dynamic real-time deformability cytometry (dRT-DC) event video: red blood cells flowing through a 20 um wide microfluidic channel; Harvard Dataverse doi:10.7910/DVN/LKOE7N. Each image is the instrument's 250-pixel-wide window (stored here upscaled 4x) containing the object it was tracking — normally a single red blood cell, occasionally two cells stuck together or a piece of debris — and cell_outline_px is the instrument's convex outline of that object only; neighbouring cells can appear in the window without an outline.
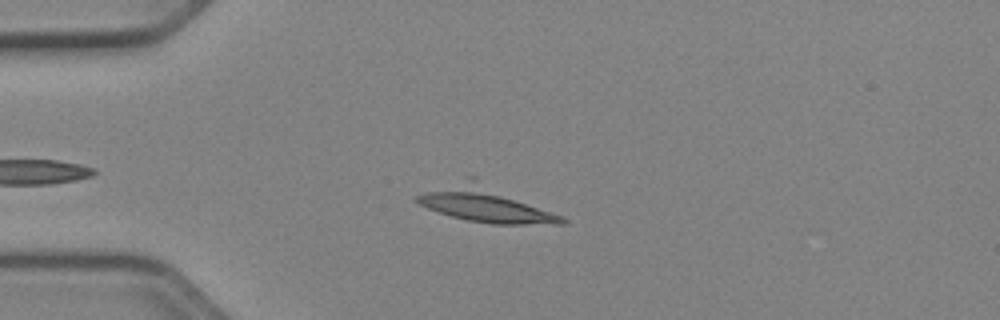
{"species": "Egyptian fruit bat (a non-hibernating species)", "species_latin": "Rousettus aegyptiacus", "temperature_condition": "cold", "stored_images_in_passage": 40, "camera_frame_rate_fps": 3000, "um_per_image_px": 0.085, "animal": {"sex": "female"}, "frame": {"image": 1, "passage_image": 9, "time_ms": 2.667, "image_size_px": [1000, 320], "cell_outline_px": [[568, 220], [564, 224], [492, 224], [468, 220], [452, 216], [428, 208], [420, 204], [416, 200], [416, 196], [468, 176], [476, 176], [564, 216]], "centroid_in_image_um": [41.37, 17.34], "position_along_channel_um": 43.6, "area_um2": 30.17}}
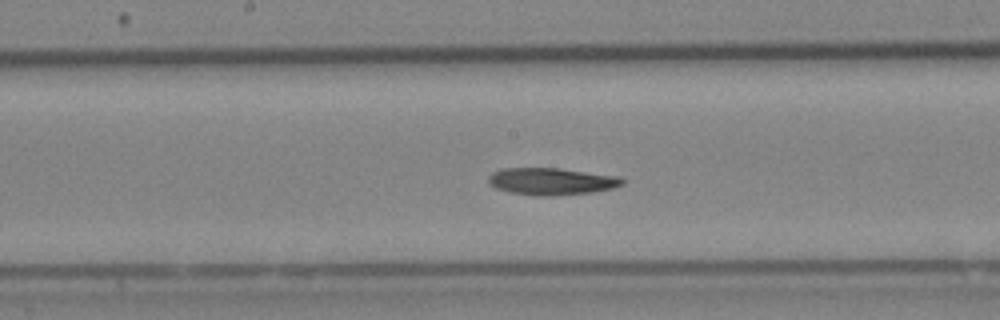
{"frame": {"image": 2, "passage_image": 23, "time_ms": 7.333, "image_size_px": [1000, 320], "cell_outline_px": [[624, 184], [612, 188], [592, 192], [552, 196], [536, 196], [508, 192], [496, 188], [488, 184], [488, 176], [492, 172], [504, 168], [560, 168], [620, 176], [624, 180]], "centroid_in_image_um": [46.86, 15.41], "position_along_channel_um": 201.3, "area_um2": 21.33}}
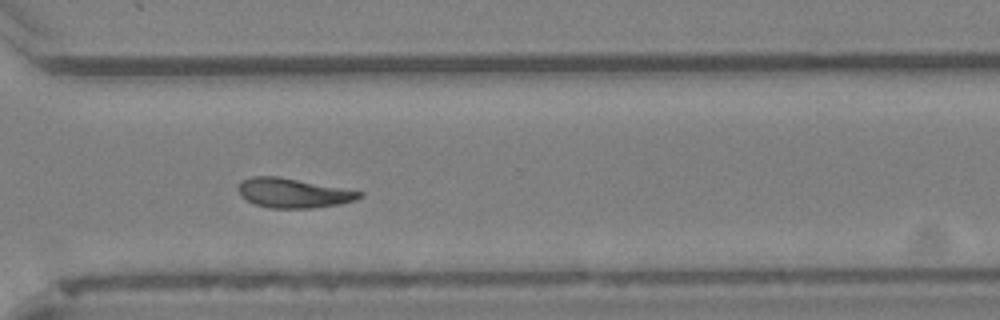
{"frame": {"image": 3, "passage_image": 34, "time_ms": 11.0, "image_size_px": [1000, 320], "cell_outline_px": [[364, 196], [340, 204], [312, 208], [268, 208], [256, 204], [240, 196], [236, 184], [240, 180], [252, 176], [280, 176], [364, 192]], "centroid_in_image_um": [24.88, 16.39], "position_along_channel_um": 345.7, "area_um2": 20.98}, "authors_computed_cell_mechanics": {"area_um2": 21.2126, "velocity_mm_per_s": 3.9311, "shape_relaxation_time_tau1_ms": 7.3534, "shape_relaxation_time_tau2_ms": null, "deformation_change_tau1": 0.1648, "deformation_change_tau2": null}}